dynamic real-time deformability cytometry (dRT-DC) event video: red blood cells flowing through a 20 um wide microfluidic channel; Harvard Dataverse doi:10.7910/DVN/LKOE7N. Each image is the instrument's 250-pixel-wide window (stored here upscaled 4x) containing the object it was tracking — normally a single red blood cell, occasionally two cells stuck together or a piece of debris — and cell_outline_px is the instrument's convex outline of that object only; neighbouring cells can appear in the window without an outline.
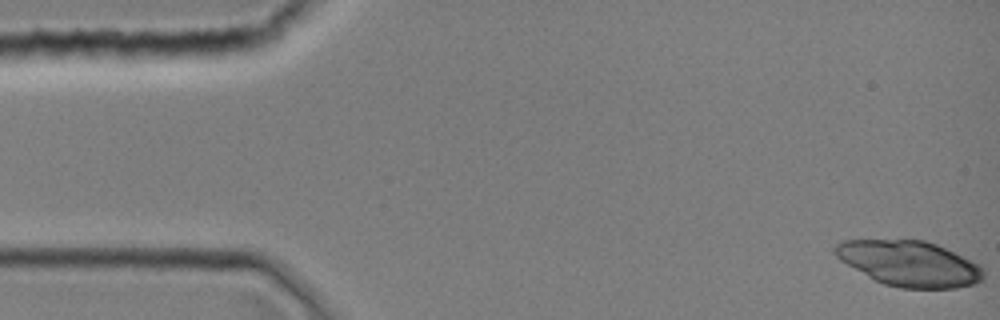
{"species": "common noctule bat (a hibernating species)", "species_latin": "Nyctalus noctula", "temperature_condition": "room temperature", "stored_images_in_passage": 39, "camera_frame_rate_fps": 3000, "um_per_image_px": 0.085, "animal": {"sex": "female", "body_mass_g": 19.0, "forearm_length_mm": 51.5}, "frame": {"image": 1, "passage_image": 1, "time_ms": 0.0, "image_size_px": [1000, 320], "cell_outline_px": [[984, 280], [976, 284], [956, 288], [900, 288], [884, 284], [868, 276], [840, 260], [832, 252], [832, 248], [840, 240], [924, 240], [936, 244], [972, 260], [980, 264], [984, 268]], "centroid_in_image_um": [77.32, 22.4], "position_along_channel_um": 7.7, "area_um2": 39.48}}